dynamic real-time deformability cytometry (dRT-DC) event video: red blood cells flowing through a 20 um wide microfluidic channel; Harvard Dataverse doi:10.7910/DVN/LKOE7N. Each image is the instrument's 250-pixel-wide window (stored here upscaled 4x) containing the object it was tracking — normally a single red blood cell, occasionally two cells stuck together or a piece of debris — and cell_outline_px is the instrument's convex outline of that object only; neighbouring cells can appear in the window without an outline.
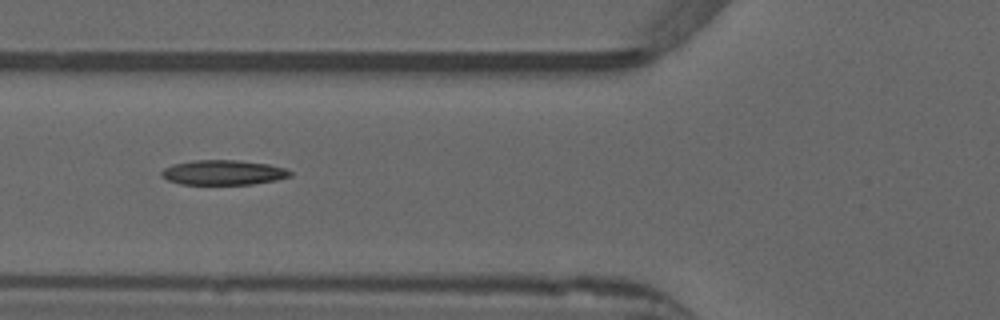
{"species": "common noctule bat (a hibernating species)", "species_latin": "Nyctalus noctula", "temperature_condition": "warm", "stored_images_in_passage": 39, "camera_frame_rate_fps": 3000, "um_per_image_px": 0.085, "animal": {"sex": "male", "forearm_length_mm": 52.5}, "frame": {"image": 1, "passage_image": 6, "time_ms": 1.667, "image_size_px": [1000, 320], "cell_outline_px": [[292, 176], [276, 180], [252, 184], [180, 184], [168, 180], [160, 176], [160, 172], [164, 168], [172, 164], [196, 160], [236, 160], [268, 164], [284, 168], [292, 172]], "centroid_in_image_um": [18.96, 14.66], "position_along_channel_um": 106.8, "area_um2": 18.61}, "authors_computed_cell_mechanics": {"area_um2": 18.496, "velocity_mm_per_s": 3.891, "shape_relaxation_time_tau1_ms": 10.0593, "shape_relaxation_time_tau2_ms": 3.373, "deformation_change_tau1": 0.2703, "deformation_change_tau2": 0.1187}}